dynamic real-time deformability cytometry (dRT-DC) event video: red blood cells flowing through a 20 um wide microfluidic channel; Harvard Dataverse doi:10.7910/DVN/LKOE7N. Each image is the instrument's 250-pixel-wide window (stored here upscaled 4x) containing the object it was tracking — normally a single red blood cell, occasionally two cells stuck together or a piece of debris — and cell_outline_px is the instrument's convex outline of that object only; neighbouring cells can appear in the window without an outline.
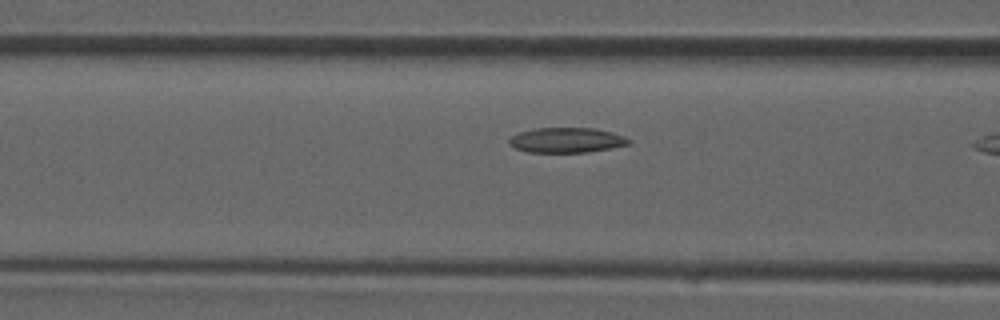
{"species": "common noctule bat (a hibernating species)", "species_latin": "Nyctalus noctula", "temperature_condition": "room temperature", "stored_images_in_passage": 10, "camera_frame_rate_fps": 3000, "um_per_image_px": 0.085, "animal": {"sex": "male", "forearm_length_mm": 52.5}, "frame": {"image": 1, "passage_image": 9, "time_ms": 2.667, "image_size_px": [1000, 320], "cell_outline_px": [[632, 140], [628, 144], [588, 152], [528, 152], [516, 148], [508, 144], [508, 140], [512, 136], [520, 132], [536, 128], [596, 128], [612, 132], [624, 136]], "centroid_in_image_um": [48.15, 11.9], "position_along_channel_um": 118.4, "area_um2": 17.34}}